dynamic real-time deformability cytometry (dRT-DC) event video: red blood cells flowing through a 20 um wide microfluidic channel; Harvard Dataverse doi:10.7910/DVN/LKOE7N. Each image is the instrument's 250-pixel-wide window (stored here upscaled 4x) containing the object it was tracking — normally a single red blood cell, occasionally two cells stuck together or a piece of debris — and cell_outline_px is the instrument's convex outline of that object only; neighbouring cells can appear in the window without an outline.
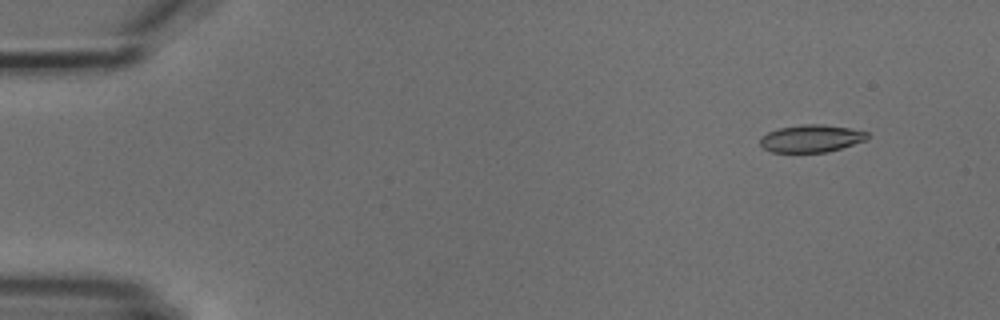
{"species": "common noctule bat (a hibernating species)", "species_latin": "Nyctalus noctula", "temperature_condition": "cold", "stored_images_in_passage": 5, "camera_frame_rate_fps": 3000, "um_per_image_px": 0.085, "animal": {"sex": "male", "body_mass_g": 18.8}, "frame": {"image": 1, "passage_image": 2, "time_ms": 1.333, "image_size_px": [1000, 320], "cell_outline_px": [[868, 136], [864, 140], [828, 152], [772, 152], [764, 148], [760, 144], [760, 136], [768, 132], [780, 128], [800, 124], [824, 124], [848, 128], [868, 132]], "centroid_in_image_um": [68.91, 11.76], "position_along_channel_um": 16.1, "area_um2": 16.99}}
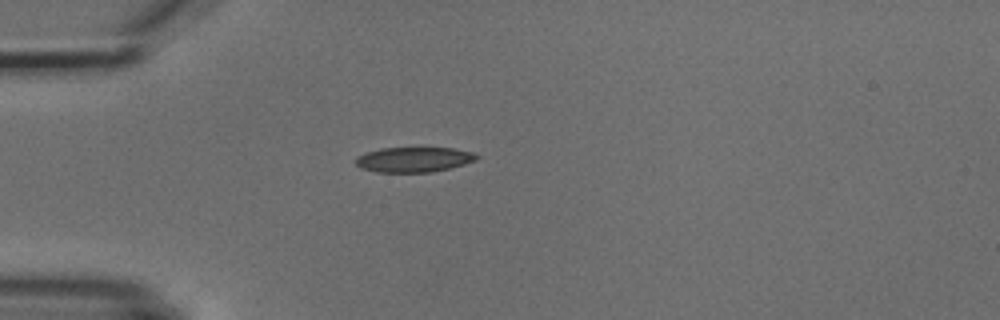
{"frame": {"image": 2, "passage_image": 5, "time_ms": 4.667, "image_size_px": [1000, 320], "cell_outline_px": [[480, 156], [476, 160], [464, 164], [432, 172], [376, 172], [360, 168], [356, 164], [356, 156], [364, 152], [380, 148], [452, 148], [476, 152]], "centroid_in_image_um": [35.17, 13.55], "position_along_channel_um": 49.8, "area_um2": 17.8}}